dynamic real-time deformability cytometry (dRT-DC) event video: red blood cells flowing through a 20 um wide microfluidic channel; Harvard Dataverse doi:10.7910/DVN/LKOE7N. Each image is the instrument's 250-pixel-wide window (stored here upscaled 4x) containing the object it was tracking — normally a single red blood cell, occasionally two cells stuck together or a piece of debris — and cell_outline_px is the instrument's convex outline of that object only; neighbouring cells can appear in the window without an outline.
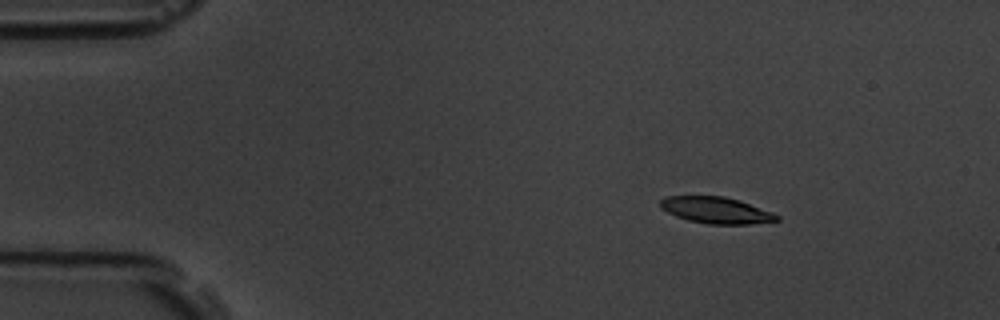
{"species": "common noctule bat (a hibernating species)", "species_latin": "Nyctalus noctula", "temperature_condition": "room temperature", "stored_images_in_passage": 3, "camera_frame_rate_fps": 3000, "um_per_image_px": 0.085, "animal": {"sex": "male", "body_mass_g": 19.5, "forearm_length_mm": 54.6}, "frame": {"image": 1, "passage_image": 1, "time_ms": 0.0, "image_size_px": [1000, 320], "cell_outline_px": [[780, 220], [752, 224], [708, 224], [688, 220], [676, 216], [660, 208], [660, 200], [664, 196], [724, 196], [740, 200], [772, 212], [780, 216]], "centroid_in_image_um": [60.88, 17.86], "position_along_channel_um": 24.1, "area_um2": 18.03}}